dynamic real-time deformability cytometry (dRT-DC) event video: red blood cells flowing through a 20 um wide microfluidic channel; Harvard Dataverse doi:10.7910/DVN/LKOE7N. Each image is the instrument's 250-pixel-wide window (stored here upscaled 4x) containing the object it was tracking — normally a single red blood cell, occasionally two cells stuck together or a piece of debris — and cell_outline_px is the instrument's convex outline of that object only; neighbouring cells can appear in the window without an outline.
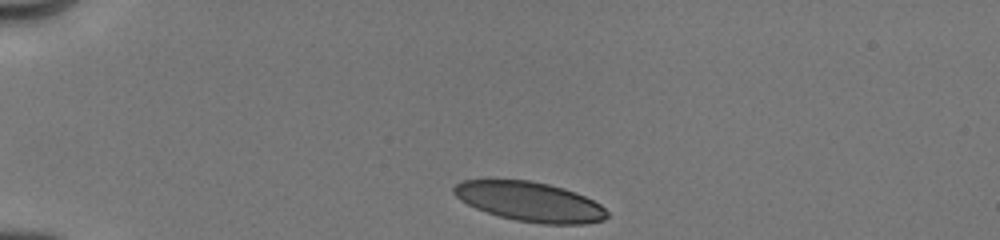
{"species": "human", "species_latin": "Homo sapiens", "temperature_condition": "cold", "stored_images_in_passage": 40, "camera_frame_rate_fps": 3000, "um_per_image_px": 0.085, "donor": {"sex": "male"}, "frame": {"image": 1, "passage_image": 1, "time_ms": 0.0, "image_size_px": [1000, 240], "cell_outline_px": [[608, 216], [604, 220], [584, 224], [540, 224], [516, 220], [500, 216], [476, 208], [460, 200], [452, 192], [452, 188], [456, 184], [464, 180], [528, 180], [548, 184], [564, 188], [576, 192], [600, 204], [608, 212]], "centroid_in_image_um": [45.05, 17.14], "position_along_channel_um": 40.0, "area_um2": 35.2}}
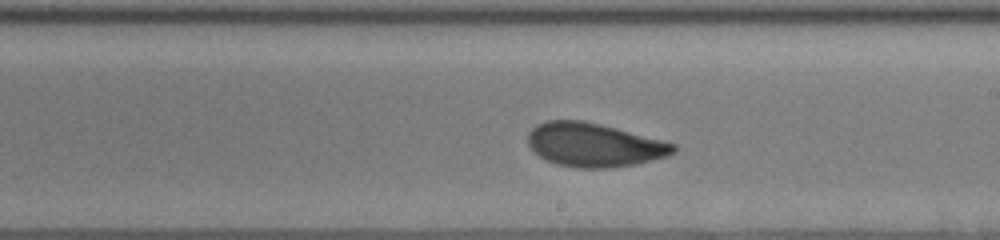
{"frame": {"image": 2, "passage_image": 22, "time_ms": 6.333, "image_size_px": [1000, 240], "cell_outline_px": [[676, 152], [668, 156], [636, 164], [608, 168], [576, 168], [556, 164], [544, 160], [528, 144], [528, 132], [536, 124], [544, 120], [584, 120], [616, 128], [676, 144]], "centroid_in_image_um": [50.48, 12.31], "position_along_channel_um": 238.5, "area_um2": 37.17}}
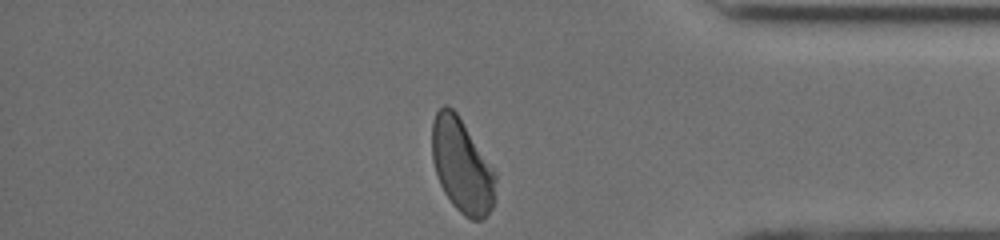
{"frame": {"image": 3, "passage_image": 40, "time_ms": 10.667, "image_size_px": [1000, 240], "cell_outline_px": [[496, 196], [492, 208], [480, 220], [472, 220], [464, 216], [452, 204], [444, 192], [440, 184], [432, 160], [432, 124], [436, 112], [444, 104], [448, 104], [456, 112], [496, 172]], "centroid_in_image_um": [39.27, 14.1], "position_along_channel_um": 395.9, "area_um2": 34.8}, "authors_computed_cell_mechanics": {"area_um2": 36.703, "velocity_mm_per_s": 3.9975, "shape_relaxation_time_tau1_ms": 3.1636, "shape_relaxation_time_tau2_ms": 1.0819, "deformation_change_tau1": 0.1323, "deformation_change_tau2": 0.0614}}